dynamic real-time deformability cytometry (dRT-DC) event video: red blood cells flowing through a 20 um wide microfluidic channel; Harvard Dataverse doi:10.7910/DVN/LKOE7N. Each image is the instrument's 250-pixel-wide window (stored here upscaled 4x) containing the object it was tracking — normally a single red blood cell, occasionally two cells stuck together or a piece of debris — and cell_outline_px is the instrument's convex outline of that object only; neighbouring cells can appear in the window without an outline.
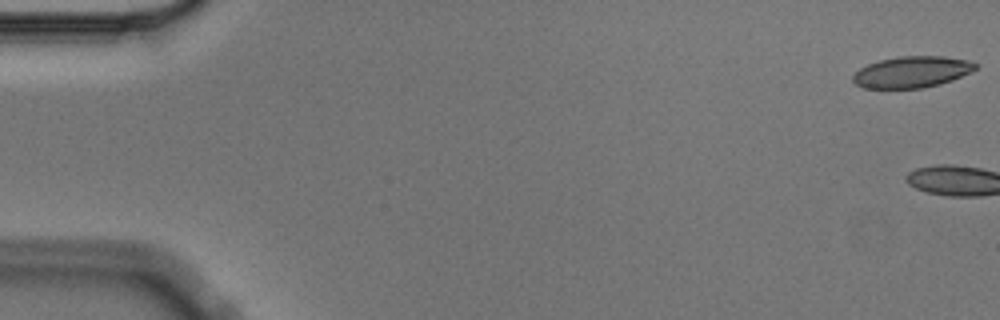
{"species": "Egyptian fruit bat (a non-hibernating species)", "species_latin": "Rousettus aegyptiacus", "temperature_condition": "cold", "stored_images_in_passage": 6, "segment_of_instrument_passage": [2, 2], "camera_frame_rate_fps": 3000, "um_per_image_px": 0.085, "animal": {"sex": "male"}, "frame": {"image": 1, "passage_image": 6, "time_ms": 1.667, "image_size_px": [1000, 320], "cell_outline_px": [[976, 68], [952, 80], [940, 84], [920, 88], [864, 88], [856, 84], [852, 80], [852, 76], [860, 68], [868, 64], [880, 60], [900, 56], [944, 56], [968, 60], [976, 64]], "centroid_in_image_um": [77.48, 6.11], "position_along_channel_um": 7.5, "area_um2": 22.14}}